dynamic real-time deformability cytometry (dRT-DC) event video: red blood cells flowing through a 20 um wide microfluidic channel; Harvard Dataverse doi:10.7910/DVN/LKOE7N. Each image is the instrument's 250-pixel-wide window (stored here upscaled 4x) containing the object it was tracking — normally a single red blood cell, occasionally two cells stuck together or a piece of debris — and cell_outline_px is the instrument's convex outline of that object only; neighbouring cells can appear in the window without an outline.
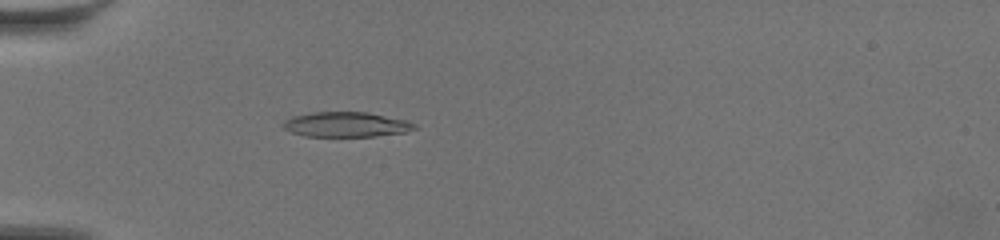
{"species": "common noctule bat (a hibernating species)", "species_latin": "Nyctalus noctula", "temperature_condition": "warm", "stored_images_in_passage": 23, "camera_frame_rate_fps": 3000, "um_per_image_px": 0.085, "animal": {"sex": "female", "body_mass_g": 19.5, "forearm_length_mm": 54.1}, "frame": {"image": 1, "passage_image": 8, "time_ms": 2.333, "image_size_px": [1000, 240], "cell_outline_px": [[416, 128], [404, 132], [376, 136], [304, 136], [292, 132], [284, 128], [284, 120], [292, 116], [312, 112], [368, 112], [408, 120], [416, 124]], "centroid_in_image_um": [29.44, 10.57], "position_along_channel_um": 55.6, "area_um2": 19.07}}
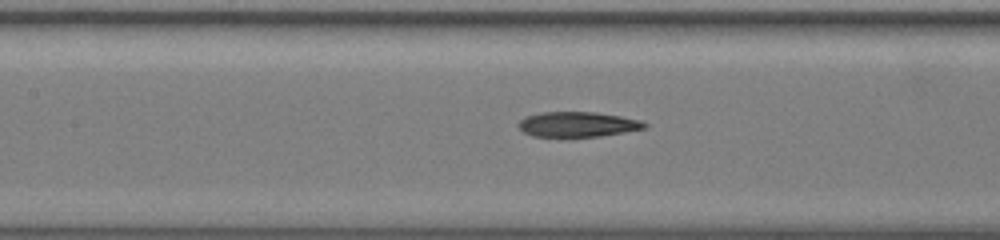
{"frame": {"image": 2, "passage_image": 17, "time_ms": 5.333, "image_size_px": [1000, 240], "cell_outline_px": [[648, 124], [644, 128], [624, 132], [600, 136], [568, 140], [564, 140], [532, 136], [524, 132], [516, 124], [524, 116], [540, 112], [596, 112], [620, 116], [640, 120]], "centroid_in_image_um": [49.01, 10.62], "position_along_channel_um": 158.4, "area_um2": 19.36}}
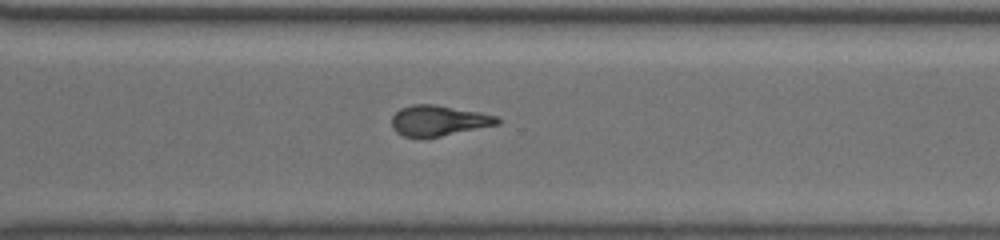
{"frame": {"image": 3, "passage_image": 23, "time_ms": 7.333, "image_size_px": [1000, 240], "cell_outline_px": [[500, 124], [440, 136], [404, 136], [396, 132], [392, 128], [392, 116], [400, 108], [412, 104], [436, 104], [480, 112], [496, 116], [500, 120]], "centroid_in_image_um": [37.28, 10.23], "position_along_channel_um": 333.3, "area_um2": 18.61}}